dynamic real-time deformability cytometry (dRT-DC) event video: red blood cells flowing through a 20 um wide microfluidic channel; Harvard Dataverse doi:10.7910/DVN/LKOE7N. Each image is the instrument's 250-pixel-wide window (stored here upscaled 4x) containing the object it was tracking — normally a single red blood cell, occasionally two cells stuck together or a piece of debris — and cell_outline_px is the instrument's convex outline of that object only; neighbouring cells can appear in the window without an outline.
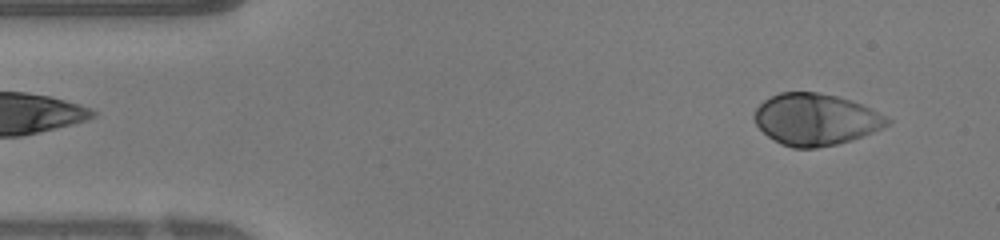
{"species": "human", "species_latin": "Homo sapiens", "temperature_condition": "warm", "stored_images_in_passage": 46, "camera_frame_rate_fps": 3000, "um_per_image_px": 0.085, "donor": {"sex": "female"}, "frame": {"image": 1, "passage_image": 3, "time_ms": 0.667, "image_size_px": [1000, 240], "cell_outline_px": [[892, 120], [888, 124], [872, 132], [852, 140], [836, 144], [816, 148], [792, 148], [780, 144], [768, 136], [756, 124], [752, 116], [756, 108], [764, 100], [780, 92], [816, 92], [836, 96], [852, 100]], "centroid_in_image_um": [69.28, 10.16], "position_along_channel_um": 15.7, "area_um2": 39.71}}
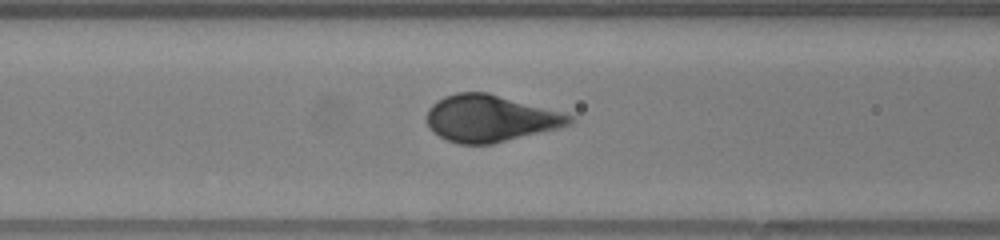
{"frame": {"image": 2, "passage_image": 17, "time_ms": 5.333, "image_size_px": [1000, 240], "cell_outline_px": [[576, 120], [572, 124], [560, 128], [492, 144], [460, 144], [448, 140], [432, 132], [428, 128], [428, 108], [436, 100], [444, 96], [456, 92], [488, 92], [560, 112], [572, 116]], "centroid_in_image_um": [41.66, 10.06], "position_along_channel_um": 124.9, "area_um2": 38.9}}
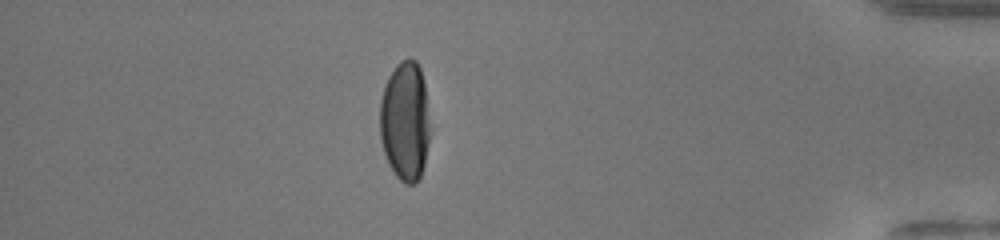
{"frame": {"image": 3, "passage_image": 40, "time_ms": 13.0, "image_size_px": [1000, 240], "cell_outline_px": [[428, 140], [424, 164], [420, 176], [416, 184], [404, 184], [396, 176], [388, 164], [380, 140], [380, 100], [388, 76], [396, 64], [400, 60], [416, 60], [420, 68], [424, 84], [428, 124]], "centroid_in_image_um": [34.39, 10.32], "position_along_channel_um": 400.8, "area_um2": 34.56}, "authors_computed_cell_mechanics": {"area_um2": 39.0728, "velocity_mm_per_s": 4.2298, "shape_relaxation_time_tau1_ms": 2.9435, "shape_relaxation_time_tau2_ms": null, "deformation_change_tau1": 0.2224, "deformation_change_tau2": null}}